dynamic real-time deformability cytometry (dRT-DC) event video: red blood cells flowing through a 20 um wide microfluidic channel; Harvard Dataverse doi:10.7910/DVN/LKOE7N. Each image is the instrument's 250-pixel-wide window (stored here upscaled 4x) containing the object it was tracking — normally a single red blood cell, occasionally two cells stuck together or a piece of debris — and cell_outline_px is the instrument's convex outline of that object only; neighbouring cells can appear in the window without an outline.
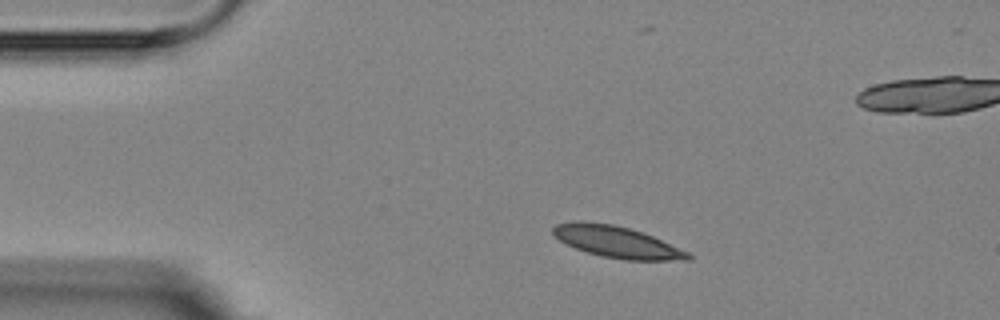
{"species": "Egyptian fruit bat (a non-hibernating species)", "species_latin": "Rousettus aegyptiacus", "temperature_condition": "room temperature", "stored_images_in_passage": 15, "camera_frame_rate_fps": 3000, "um_per_image_px": 0.085, "animal": {"sex": "female"}, "frame": {"image": 1, "passage_image": 1, "time_ms": 0.0, "image_size_px": [1000, 320], "cell_outline_px": [[692, 260], [624, 260], [600, 256], [576, 248], [552, 236], [552, 228], [556, 224], [580, 220], [612, 224], [628, 228], [652, 236], [688, 252], [692, 256]], "centroid_in_image_um": [52.4, 20.56], "position_along_channel_um": 32.6, "area_um2": 24.62}}
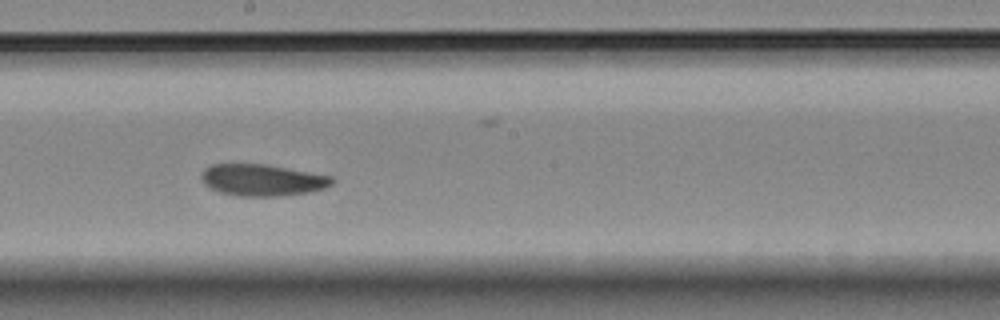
{"frame": {"image": 2, "passage_image": 7, "time_ms": 6.667, "image_size_px": [1000, 320], "cell_outline_px": [[336, 180], [332, 184], [324, 188], [312, 192], [276, 196], [240, 196], [220, 192], [204, 184], [200, 176], [204, 168], [212, 164], [264, 164], [332, 176]], "centroid_in_image_um": [22.3, 15.3], "position_along_channel_um": 225.9, "area_um2": 24.04}}
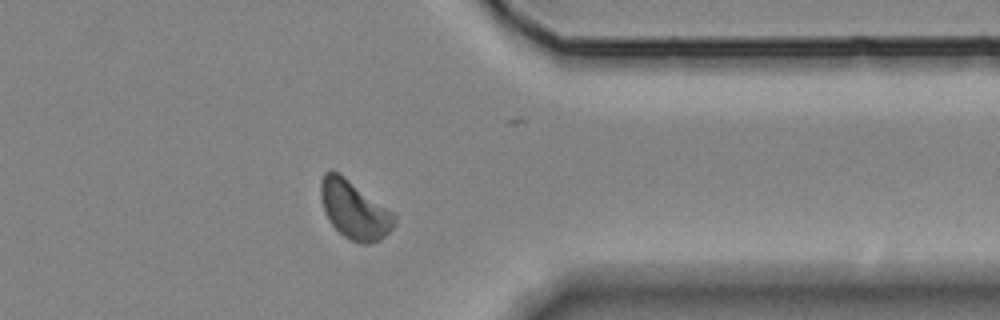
{"frame": {"image": 3, "passage_image": 11, "time_ms": 11.333, "image_size_px": [1000, 320], "cell_outline_px": [[396, 224], [380, 240], [368, 244], [360, 244], [344, 236], [332, 224], [324, 212], [320, 196], [320, 180], [324, 172], [332, 168], [340, 172], [392, 212], [396, 216]], "centroid_in_image_um": [30.09, 17.8], "position_along_channel_um": 381.3, "area_um2": 25.03}, "authors_computed_cell_mechanics": {"area_um2": 24.1604, "velocity_mm_per_s": 3.5446, "shape_relaxation_time_tau1_ms": null, "shape_relaxation_time_tau2_ms": 6.1234, "deformation_change_tau1": null, "deformation_change_tau2": 0.0843}}